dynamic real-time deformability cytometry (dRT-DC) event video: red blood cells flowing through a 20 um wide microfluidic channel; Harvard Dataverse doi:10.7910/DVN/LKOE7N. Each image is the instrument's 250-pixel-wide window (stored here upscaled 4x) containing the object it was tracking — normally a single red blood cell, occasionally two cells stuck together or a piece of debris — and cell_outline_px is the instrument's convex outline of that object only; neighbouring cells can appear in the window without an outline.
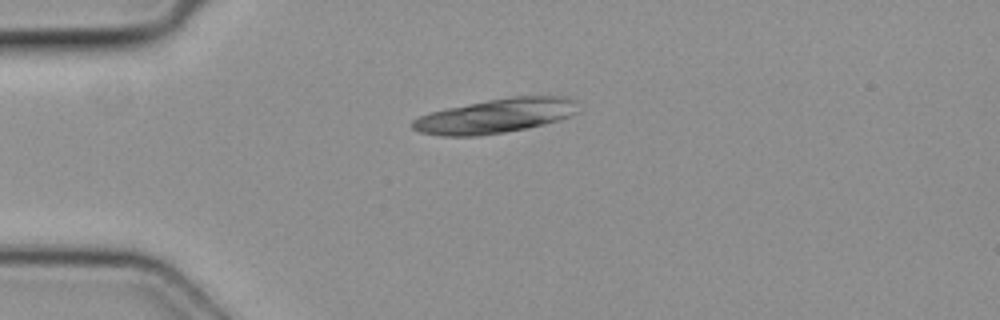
{"species": "common noctule bat (a hibernating species)", "species_latin": "Nyctalus noctula", "temperature_condition": "cold", "stored_images_in_passage": 2, "camera_frame_rate_fps": 3000, "um_per_image_px": 0.085, "animal": {"sex": "female", "body_mass_g": 19.3, "forearm_length_mm": 54.1}, "frame": {"image": 1, "passage_image": 1, "time_ms": 0.0, "image_size_px": [1000, 320], "cell_outline_px": [[576, 112], [560, 120], [544, 124], [504, 132], [476, 136], [440, 136], [420, 132], [412, 128], [408, 124], [412, 120], [420, 116], [432, 112], [448, 108], [488, 100], [512, 96], [572, 96], [576, 100]], "centroid_in_image_um": [42.12, 9.85], "position_along_channel_um": 42.9, "area_um2": 33.06}}